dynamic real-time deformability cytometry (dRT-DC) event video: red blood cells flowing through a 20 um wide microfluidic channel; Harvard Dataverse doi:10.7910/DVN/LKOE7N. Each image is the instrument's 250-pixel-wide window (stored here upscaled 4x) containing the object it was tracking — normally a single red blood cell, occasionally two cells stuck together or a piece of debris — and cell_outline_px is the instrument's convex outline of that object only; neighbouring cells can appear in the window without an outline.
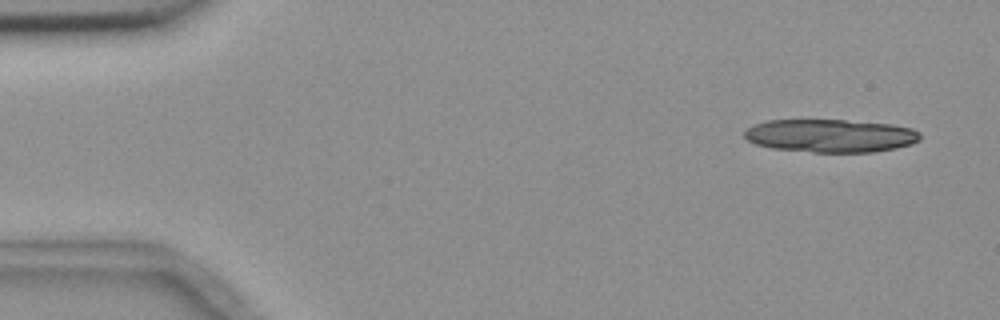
{"species": "common noctule bat (a hibernating species)", "species_latin": "Nyctalus noctula", "temperature_condition": "room temperature", "stored_images_in_passage": 8, "camera_frame_rate_fps": 3000, "um_per_image_px": 0.085, "animal": {"sex": "female", "body_mass_g": 18.4}, "frame": {"image": 1, "passage_image": 1, "time_ms": 0.0, "image_size_px": [1000, 320], "cell_outline_px": [[920, 140], [912, 144], [896, 148], [872, 152], [812, 152], [772, 148], [756, 144], [748, 140], [744, 136], [744, 132], [748, 128], [764, 120], [844, 120], [892, 124], [912, 128], [920, 132]], "centroid_in_image_um": [70.61, 11.53], "position_along_channel_um": 14.4, "area_um2": 33.93}}
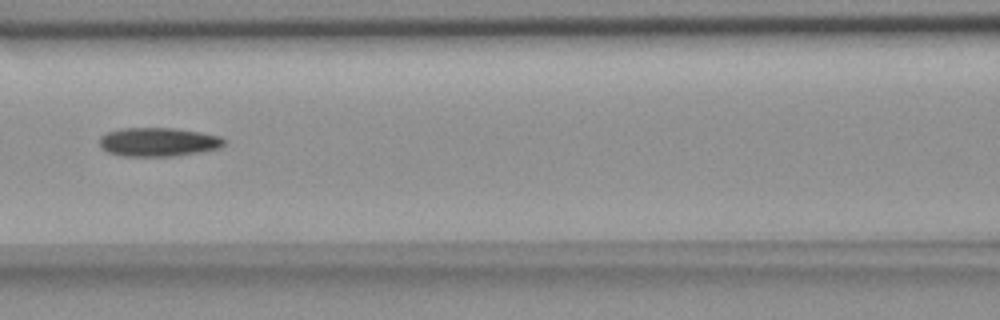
{"frame": {"image": 2, "passage_image": 7, "time_ms": 7.0, "image_size_px": [1000, 320], "cell_outline_px": [[224, 144], [220, 148], [200, 152], [172, 156], [124, 156], [108, 152], [100, 148], [100, 136], [104, 132], [120, 128], [176, 128], [200, 132], [220, 136], [224, 140]], "centroid_in_image_um": [13.42, 12.06], "position_along_channel_um": 153.2, "area_um2": 21.04}}
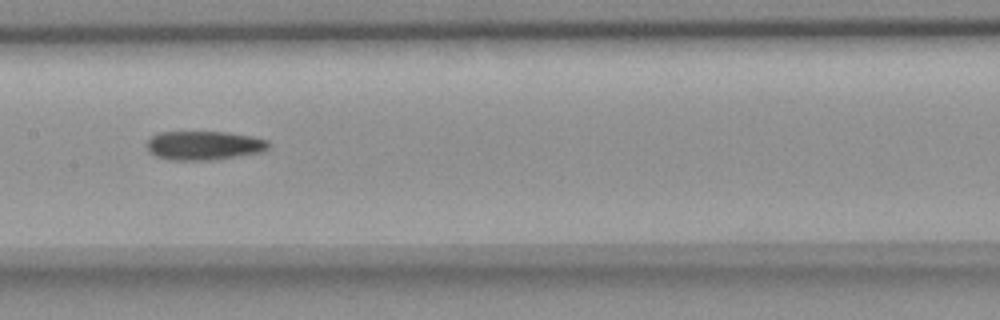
{"frame": {"image": 3, "passage_image": 8, "time_ms": 8.0, "image_size_px": [1000, 320], "cell_outline_px": [[272, 144], [264, 152], [216, 160], [168, 160], [156, 156], [148, 152], [144, 144], [152, 136], [160, 132], [228, 132], [252, 136], [268, 140]], "centroid_in_image_um": [17.35, 12.37], "position_along_channel_um": 190.0, "area_um2": 21.04}}